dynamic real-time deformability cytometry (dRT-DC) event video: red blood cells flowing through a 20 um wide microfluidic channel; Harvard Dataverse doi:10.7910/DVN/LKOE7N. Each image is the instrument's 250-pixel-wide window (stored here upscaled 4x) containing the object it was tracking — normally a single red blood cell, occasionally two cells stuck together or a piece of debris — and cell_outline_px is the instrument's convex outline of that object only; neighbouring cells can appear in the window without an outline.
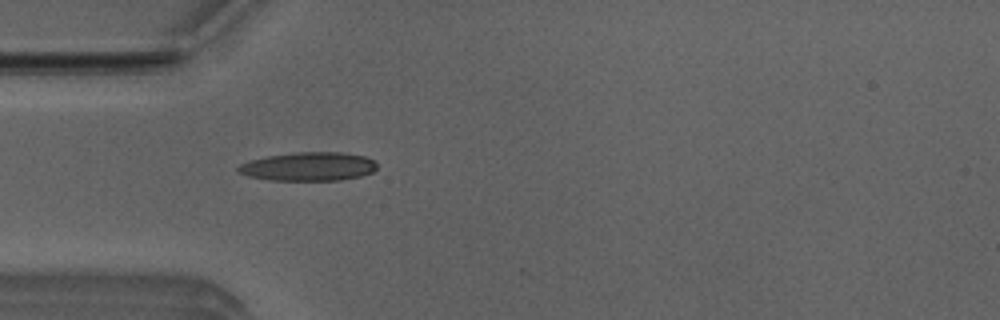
{"species": "Egyptian fruit bat (a non-hibernating species)", "species_latin": "Rousettus aegyptiacus", "temperature_condition": "room temperature", "stored_images_in_passage": 3, "camera_frame_rate_fps": 3000, "um_per_image_px": 0.085, "animal": {"sex": "male"}, "frame": {"image": 1, "passage_image": 3, "time_ms": 0.667, "image_size_px": [1000, 320], "cell_outline_px": [[376, 168], [372, 172], [360, 176], [340, 180], [268, 180], [248, 176], [240, 172], [236, 168], [240, 164], [252, 160], [268, 156], [296, 152], [340, 152], [364, 156], [372, 160], [376, 164]], "centroid_in_image_um": [26.22, 14.15], "position_along_channel_um": 58.8, "area_um2": 22.95}}